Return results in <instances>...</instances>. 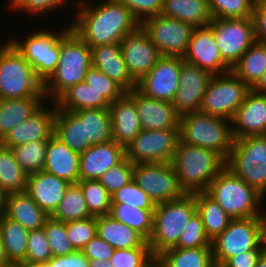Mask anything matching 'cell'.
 <instances>
[{
    "mask_svg": "<svg viewBox=\"0 0 266 267\" xmlns=\"http://www.w3.org/2000/svg\"><path fill=\"white\" fill-rule=\"evenodd\" d=\"M74 1L76 16L73 14L71 29L90 48L120 43L140 26L131 11L116 0Z\"/></svg>",
    "mask_w": 266,
    "mask_h": 267,
    "instance_id": "cell-1",
    "label": "cell"
},
{
    "mask_svg": "<svg viewBox=\"0 0 266 267\" xmlns=\"http://www.w3.org/2000/svg\"><path fill=\"white\" fill-rule=\"evenodd\" d=\"M91 67V48L70 28L60 39L57 68L43 84L46 99L55 102L71 86L83 82Z\"/></svg>",
    "mask_w": 266,
    "mask_h": 267,
    "instance_id": "cell-2",
    "label": "cell"
},
{
    "mask_svg": "<svg viewBox=\"0 0 266 267\" xmlns=\"http://www.w3.org/2000/svg\"><path fill=\"white\" fill-rule=\"evenodd\" d=\"M171 163L186 194L206 191L215 176L226 167V160L218 152L180 140Z\"/></svg>",
    "mask_w": 266,
    "mask_h": 267,
    "instance_id": "cell-3",
    "label": "cell"
},
{
    "mask_svg": "<svg viewBox=\"0 0 266 267\" xmlns=\"http://www.w3.org/2000/svg\"><path fill=\"white\" fill-rule=\"evenodd\" d=\"M206 192L233 219L262 215L265 198L226 167L215 176Z\"/></svg>",
    "mask_w": 266,
    "mask_h": 267,
    "instance_id": "cell-4",
    "label": "cell"
},
{
    "mask_svg": "<svg viewBox=\"0 0 266 267\" xmlns=\"http://www.w3.org/2000/svg\"><path fill=\"white\" fill-rule=\"evenodd\" d=\"M196 212L194 194L185 193L178 199L156 204L153 231L148 240L154 257L178 243L184 227Z\"/></svg>",
    "mask_w": 266,
    "mask_h": 267,
    "instance_id": "cell-5",
    "label": "cell"
},
{
    "mask_svg": "<svg viewBox=\"0 0 266 267\" xmlns=\"http://www.w3.org/2000/svg\"><path fill=\"white\" fill-rule=\"evenodd\" d=\"M0 44V99L45 97L32 65L8 41Z\"/></svg>",
    "mask_w": 266,
    "mask_h": 267,
    "instance_id": "cell-6",
    "label": "cell"
},
{
    "mask_svg": "<svg viewBox=\"0 0 266 267\" xmlns=\"http://www.w3.org/2000/svg\"><path fill=\"white\" fill-rule=\"evenodd\" d=\"M180 141L218 152L225 160L233 146L231 120L196 112L180 117Z\"/></svg>",
    "mask_w": 266,
    "mask_h": 267,
    "instance_id": "cell-7",
    "label": "cell"
},
{
    "mask_svg": "<svg viewBox=\"0 0 266 267\" xmlns=\"http://www.w3.org/2000/svg\"><path fill=\"white\" fill-rule=\"evenodd\" d=\"M62 29H35L25 34L24 39L12 35L8 41L32 65L36 77L44 84L57 68L60 57V39L71 28L70 23ZM64 27V28H63ZM13 37V38H12Z\"/></svg>",
    "mask_w": 266,
    "mask_h": 267,
    "instance_id": "cell-8",
    "label": "cell"
},
{
    "mask_svg": "<svg viewBox=\"0 0 266 267\" xmlns=\"http://www.w3.org/2000/svg\"><path fill=\"white\" fill-rule=\"evenodd\" d=\"M226 168L266 199V136L234 139Z\"/></svg>",
    "mask_w": 266,
    "mask_h": 267,
    "instance_id": "cell-9",
    "label": "cell"
},
{
    "mask_svg": "<svg viewBox=\"0 0 266 267\" xmlns=\"http://www.w3.org/2000/svg\"><path fill=\"white\" fill-rule=\"evenodd\" d=\"M211 246L213 260L220 263L249 250H265L261 217L232 219Z\"/></svg>",
    "mask_w": 266,
    "mask_h": 267,
    "instance_id": "cell-10",
    "label": "cell"
},
{
    "mask_svg": "<svg viewBox=\"0 0 266 267\" xmlns=\"http://www.w3.org/2000/svg\"><path fill=\"white\" fill-rule=\"evenodd\" d=\"M250 90L232 71L213 75L199 112L231 120Z\"/></svg>",
    "mask_w": 266,
    "mask_h": 267,
    "instance_id": "cell-11",
    "label": "cell"
},
{
    "mask_svg": "<svg viewBox=\"0 0 266 267\" xmlns=\"http://www.w3.org/2000/svg\"><path fill=\"white\" fill-rule=\"evenodd\" d=\"M222 59L233 67L256 41L252 17L212 19L208 25Z\"/></svg>",
    "mask_w": 266,
    "mask_h": 267,
    "instance_id": "cell-12",
    "label": "cell"
},
{
    "mask_svg": "<svg viewBox=\"0 0 266 267\" xmlns=\"http://www.w3.org/2000/svg\"><path fill=\"white\" fill-rule=\"evenodd\" d=\"M179 140V129L141 130L125 148V157L133 164L171 163Z\"/></svg>",
    "mask_w": 266,
    "mask_h": 267,
    "instance_id": "cell-13",
    "label": "cell"
},
{
    "mask_svg": "<svg viewBox=\"0 0 266 267\" xmlns=\"http://www.w3.org/2000/svg\"><path fill=\"white\" fill-rule=\"evenodd\" d=\"M132 180L155 204L175 200L185 194L178 183L172 163L133 164Z\"/></svg>",
    "mask_w": 266,
    "mask_h": 267,
    "instance_id": "cell-14",
    "label": "cell"
},
{
    "mask_svg": "<svg viewBox=\"0 0 266 267\" xmlns=\"http://www.w3.org/2000/svg\"><path fill=\"white\" fill-rule=\"evenodd\" d=\"M141 28L157 47L161 56L183 58L194 27L178 19L157 15L145 19Z\"/></svg>",
    "mask_w": 266,
    "mask_h": 267,
    "instance_id": "cell-15",
    "label": "cell"
},
{
    "mask_svg": "<svg viewBox=\"0 0 266 267\" xmlns=\"http://www.w3.org/2000/svg\"><path fill=\"white\" fill-rule=\"evenodd\" d=\"M180 73V57L161 56L157 63L137 81V89L147 97L174 100Z\"/></svg>",
    "mask_w": 266,
    "mask_h": 267,
    "instance_id": "cell-16",
    "label": "cell"
},
{
    "mask_svg": "<svg viewBox=\"0 0 266 267\" xmlns=\"http://www.w3.org/2000/svg\"><path fill=\"white\" fill-rule=\"evenodd\" d=\"M212 75L180 58L179 85L172 105L181 117L199 112Z\"/></svg>",
    "mask_w": 266,
    "mask_h": 267,
    "instance_id": "cell-17",
    "label": "cell"
},
{
    "mask_svg": "<svg viewBox=\"0 0 266 267\" xmlns=\"http://www.w3.org/2000/svg\"><path fill=\"white\" fill-rule=\"evenodd\" d=\"M182 59L209 72L212 76L231 71V67L220 55L213 31L209 26L193 29Z\"/></svg>",
    "mask_w": 266,
    "mask_h": 267,
    "instance_id": "cell-18",
    "label": "cell"
},
{
    "mask_svg": "<svg viewBox=\"0 0 266 267\" xmlns=\"http://www.w3.org/2000/svg\"><path fill=\"white\" fill-rule=\"evenodd\" d=\"M120 46L129 73L136 81L147 74L161 57L157 47L141 26L127 34L121 40Z\"/></svg>",
    "mask_w": 266,
    "mask_h": 267,
    "instance_id": "cell-19",
    "label": "cell"
},
{
    "mask_svg": "<svg viewBox=\"0 0 266 267\" xmlns=\"http://www.w3.org/2000/svg\"><path fill=\"white\" fill-rule=\"evenodd\" d=\"M126 94L135 102L142 130L179 129L180 116L171 102L147 97L137 88Z\"/></svg>",
    "mask_w": 266,
    "mask_h": 267,
    "instance_id": "cell-20",
    "label": "cell"
},
{
    "mask_svg": "<svg viewBox=\"0 0 266 267\" xmlns=\"http://www.w3.org/2000/svg\"><path fill=\"white\" fill-rule=\"evenodd\" d=\"M56 111L55 102L45 103L31 117L13 128L0 143L11 148L35 140H49L54 135Z\"/></svg>",
    "mask_w": 266,
    "mask_h": 267,
    "instance_id": "cell-21",
    "label": "cell"
},
{
    "mask_svg": "<svg viewBox=\"0 0 266 267\" xmlns=\"http://www.w3.org/2000/svg\"><path fill=\"white\" fill-rule=\"evenodd\" d=\"M233 139L266 136V95L250 90L231 119Z\"/></svg>",
    "mask_w": 266,
    "mask_h": 267,
    "instance_id": "cell-22",
    "label": "cell"
},
{
    "mask_svg": "<svg viewBox=\"0 0 266 267\" xmlns=\"http://www.w3.org/2000/svg\"><path fill=\"white\" fill-rule=\"evenodd\" d=\"M125 158V148L114 140L91 145L80 154V180H98L103 173Z\"/></svg>",
    "mask_w": 266,
    "mask_h": 267,
    "instance_id": "cell-23",
    "label": "cell"
},
{
    "mask_svg": "<svg viewBox=\"0 0 266 267\" xmlns=\"http://www.w3.org/2000/svg\"><path fill=\"white\" fill-rule=\"evenodd\" d=\"M71 183L55 175L40 171L27 177V194L49 216L57 209Z\"/></svg>",
    "mask_w": 266,
    "mask_h": 267,
    "instance_id": "cell-24",
    "label": "cell"
},
{
    "mask_svg": "<svg viewBox=\"0 0 266 267\" xmlns=\"http://www.w3.org/2000/svg\"><path fill=\"white\" fill-rule=\"evenodd\" d=\"M92 66L117 82L126 92L137 88V81L129 73L120 43L91 48Z\"/></svg>",
    "mask_w": 266,
    "mask_h": 267,
    "instance_id": "cell-25",
    "label": "cell"
},
{
    "mask_svg": "<svg viewBox=\"0 0 266 267\" xmlns=\"http://www.w3.org/2000/svg\"><path fill=\"white\" fill-rule=\"evenodd\" d=\"M111 124L112 139L126 148L142 130L135 102L125 93L108 107Z\"/></svg>",
    "mask_w": 266,
    "mask_h": 267,
    "instance_id": "cell-26",
    "label": "cell"
},
{
    "mask_svg": "<svg viewBox=\"0 0 266 267\" xmlns=\"http://www.w3.org/2000/svg\"><path fill=\"white\" fill-rule=\"evenodd\" d=\"M80 154L54 135L48 140L44 171L71 184L80 181Z\"/></svg>",
    "mask_w": 266,
    "mask_h": 267,
    "instance_id": "cell-27",
    "label": "cell"
},
{
    "mask_svg": "<svg viewBox=\"0 0 266 267\" xmlns=\"http://www.w3.org/2000/svg\"><path fill=\"white\" fill-rule=\"evenodd\" d=\"M97 235L114 249L149 247L148 241L136 230L115 220L111 215L96 217Z\"/></svg>",
    "mask_w": 266,
    "mask_h": 267,
    "instance_id": "cell-28",
    "label": "cell"
},
{
    "mask_svg": "<svg viewBox=\"0 0 266 267\" xmlns=\"http://www.w3.org/2000/svg\"><path fill=\"white\" fill-rule=\"evenodd\" d=\"M5 216L19 222L28 231L42 228L49 217L27 192L7 195Z\"/></svg>",
    "mask_w": 266,
    "mask_h": 267,
    "instance_id": "cell-29",
    "label": "cell"
},
{
    "mask_svg": "<svg viewBox=\"0 0 266 267\" xmlns=\"http://www.w3.org/2000/svg\"><path fill=\"white\" fill-rule=\"evenodd\" d=\"M45 101L46 97L0 99V142L13 128L36 113Z\"/></svg>",
    "mask_w": 266,
    "mask_h": 267,
    "instance_id": "cell-30",
    "label": "cell"
},
{
    "mask_svg": "<svg viewBox=\"0 0 266 267\" xmlns=\"http://www.w3.org/2000/svg\"><path fill=\"white\" fill-rule=\"evenodd\" d=\"M161 15L178 19L194 28L208 26L213 19L208 0H163Z\"/></svg>",
    "mask_w": 266,
    "mask_h": 267,
    "instance_id": "cell-31",
    "label": "cell"
},
{
    "mask_svg": "<svg viewBox=\"0 0 266 267\" xmlns=\"http://www.w3.org/2000/svg\"><path fill=\"white\" fill-rule=\"evenodd\" d=\"M54 136L79 154L91 146L89 141H85L84 122L72 111L57 108Z\"/></svg>",
    "mask_w": 266,
    "mask_h": 267,
    "instance_id": "cell-32",
    "label": "cell"
},
{
    "mask_svg": "<svg viewBox=\"0 0 266 267\" xmlns=\"http://www.w3.org/2000/svg\"><path fill=\"white\" fill-rule=\"evenodd\" d=\"M194 195L204 231L212 241L228 227L233 218L206 191L196 192Z\"/></svg>",
    "mask_w": 266,
    "mask_h": 267,
    "instance_id": "cell-33",
    "label": "cell"
},
{
    "mask_svg": "<svg viewBox=\"0 0 266 267\" xmlns=\"http://www.w3.org/2000/svg\"><path fill=\"white\" fill-rule=\"evenodd\" d=\"M231 71L251 89L266 71V44L255 41Z\"/></svg>",
    "mask_w": 266,
    "mask_h": 267,
    "instance_id": "cell-34",
    "label": "cell"
},
{
    "mask_svg": "<svg viewBox=\"0 0 266 267\" xmlns=\"http://www.w3.org/2000/svg\"><path fill=\"white\" fill-rule=\"evenodd\" d=\"M58 109L75 112L82 109L108 108L109 103L84 81L71 86L56 101Z\"/></svg>",
    "mask_w": 266,
    "mask_h": 267,
    "instance_id": "cell-35",
    "label": "cell"
},
{
    "mask_svg": "<svg viewBox=\"0 0 266 267\" xmlns=\"http://www.w3.org/2000/svg\"><path fill=\"white\" fill-rule=\"evenodd\" d=\"M161 267H210L212 247L169 248L156 256Z\"/></svg>",
    "mask_w": 266,
    "mask_h": 267,
    "instance_id": "cell-36",
    "label": "cell"
},
{
    "mask_svg": "<svg viewBox=\"0 0 266 267\" xmlns=\"http://www.w3.org/2000/svg\"><path fill=\"white\" fill-rule=\"evenodd\" d=\"M75 113L84 122L85 141H89L90 145L103 144L113 140L108 108L82 109Z\"/></svg>",
    "mask_w": 266,
    "mask_h": 267,
    "instance_id": "cell-37",
    "label": "cell"
},
{
    "mask_svg": "<svg viewBox=\"0 0 266 267\" xmlns=\"http://www.w3.org/2000/svg\"><path fill=\"white\" fill-rule=\"evenodd\" d=\"M0 229L5 254L11 264L25 261L29 231L19 222L0 217Z\"/></svg>",
    "mask_w": 266,
    "mask_h": 267,
    "instance_id": "cell-38",
    "label": "cell"
},
{
    "mask_svg": "<svg viewBox=\"0 0 266 267\" xmlns=\"http://www.w3.org/2000/svg\"><path fill=\"white\" fill-rule=\"evenodd\" d=\"M27 177L26 172L16 161L11 148L0 143V187L7 194L25 192Z\"/></svg>",
    "mask_w": 266,
    "mask_h": 267,
    "instance_id": "cell-39",
    "label": "cell"
},
{
    "mask_svg": "<svg viewBox=\"0 0 266 267\" xmlns=\"http://www.w3.org/2000/svg\"><path fill=\"white\" fill-rule=\"evenodd\" d=\"M109 215L136 230L147 241L151 238L154 210L139 209L125 203H111Z\"/></svg>",
    "mask_w": 266,
    "mask_h": 267,
    "instance_id": "cell-40",
    "label": "cell"
},
{
    "mask_svg": "<svg viewBox=\"0 0 266 267\" xmlns=\"http://www.w3.org/2000/svg\"><path fill=\"white\" fill-rule=\"evenodd\" d=\"M51 217L64 223L92 217L83 190L78 183L70 184Z\"/></svg>",
    "mask_w": 266,
    "mask_h": 267,
    "instance_id": "cell-41",
    "label": "cell"
},
{
    "mask_svg": "<svg viewBox=\"0 0 266 267\" xmlns=\"http://www.w3.org/2000/svg\"><path fill=\"white\" fill-rule=\"evenodd\" d=\"M48 140H35L11 147L16 161L27 175L44 171Z\"/></svg>",
    "mask_w": 266,
    "mask_h": 267,
    "instance_id": "cell-42",
    "label": "cell"
},
{
    "mask_svg": "<svg viewBox=\"0 0 266 267\" xmlns=\"http://www.w3.org/2000/svg\"><path fill=\"white\" fill-rule=\"evenodd\" d=\"M88 210L93 217L109 215L111 195L98 180H80Z\"/></svg>",
    "mask_w": 266,
    "mask_h": 267,
    "instance_id": "cell-43",
    "label": "cell"
},
{
    "mask_svg": "<svg viewBox=\"0 0 266 267\" xmlns=\"http://www.w3.org/2000/svg\"><path fill=\"white\" fill-rule=\"evenodd\" d=\"M256 0H208L213 19L252 17Z\"/></svg>",
    "mask_w": 266,
    "mask_h": 267,
    "instance_id": "cell-44",
    "label": "cell"
},
{
    "mask_svg": "<svg viewBox=\"0 0 266 267\" xmlns=\"http://www.w3.org/2000/svg\"><path fill=\"white\" fill-rule=\"evenodd\" d=\"M53 256H65L77 251L70 242L66 223L49 216L43 226Z\"/></svg>",
    "mask_w": 266,
    "mask_h": 267,
    "instance_id": "cell-45",
    "label": "cell"
},
{
    "mask_svg": "<svg viewBox=\"0 0 266 267\" xmlns=\"http://www.w3.org/2000/svg\"><path fill=\"white\" fill-rule=\"evenodd\" d=\"M84 82L91 86L109 104L120 99L126 93L117 82L93 66L87 71Z\"/></svg>",
    "mask_w": 266,
    "mask_h": 267,
    "instance_id": "cell-46",
    "label": "cell"
},
{
    "mask_svg": "<svg viewBox=\"0 0 266 267\" xmlns=\"http://www.w3.org/2000/svg\"><path fill=\"white\" fill-rule=\"evenodd\" d=\"M111 203H125L144 210H155L156 204L133 180L111 195Z\"/></svg>",
    "mask_w": 266,
    "mask_h": 267,
    "instance_id": "cell-47",
    "label": "cell"
},
{
    "mask_svg": "<svg viewBox=\"0 0 266 267\" xmlns=\"http://www.w3.org/2000/svg\"><path fill=\"white\" fill-rule=\"evenodd\" d=\"M175 248L212 247L200 215L196 212L184 227Z\"/></svg>",
    "mask_w": 266,
    "mask_h": 267,
    "instance_id": "cell-48",
    "label": "cell"
},
{
    "mask_svg": "<svg viewBox=\"0 0 266 267\" xmlns=\"http://www.w3.org/2000/svg\"><path fill=\"white\" fill-rule=\"evenodd\" d=\"M68 1L73 0H8L9 11L15 10V12L28 13L27 16H39L48 14V12H54L55 10L63 9L66 5H69ZM63 7V8H62ZM45 13V14H44Z\"/></svg>",
    "mask_w": 266,
    "mask_h": 267,
    "instance_id": "cell-49",
    "label": "cell"
},
{
    "mask_svg": "<svg viewBox=\"0 0 266 267\" xmlns=\"http://www.w3.org/2000/svg\"><path fill=\"white\" fill-rule=\"evenodd\" d=\"M67 236L77 251L97 235L96 217L66 222Z\"/></svg>",
    "mask_w": 266,
    "mask_h": 267,
    "instance_id": "cell-50",
    "label": "cell"
},
{
    "mask_svg": "<svg viewBox=\"0 0 266 267\" xmlns=\"http://www.w3.org/2000/svg\"><path fill=\"white\" fill-rule=\"evenodd\" d=\"M133 179V163L126 157L117 165L107 170L101 175L98 181L106 188L107 192L112 195L125 186Z\"/></svg>",
    "mask_w": 266,
    "mask_h": 267,
    "instance_id": "cell-51",
    "label": "cell"
},
{
    "mask_svg": "<svg viewBox=\"0 0 266 267\" xmlns=\"http://www.w3.org/2000/svg\"><path fill=\"white\" fill-rule=\"evenodd\" d=\"M53 257L50 244L42 228L31 230L28 234L27 253L25 261L30 263H47Z\"/></svg>",
    "mask_w": 266,
    "mask_h": 267,
    "instance_id": "cell-52",
    "label": "cell"
},
{
    "mask_svg": "<svg viewBox=\"0 0 266 267\" xmlns=\"http://www.w3.org/2000/svg\"><path fill=\"white\" fill-rule=\"evenodd\" d=\"M154 256L150 247L115 249L110 262L114 267H145Z\"/></svg>",
    "mask_w": 266,
    "mask_h": 267,
    "instance_id": "cell-53",
    "label": "cell"
},
{
    "mask_svg": "<svg viewBox=\"0 0 266 267\" xmlns=\"http://www.w3.org/2000/svg\"><path fill=\"white\" fill-rule=\"evenodd\" d=\"M123 3L141 24L145 19L160 15L163 0H116Z\"/></svg>",
    "mask_w": 266,
    "mask_h": 267,
    "instance_id": "cell-54",
    "label": "cell"
},
{
    "mask_svg": "<svg viewBox=\"0 0 266 267\" xmlns=\"http://www.w3.org/2000/svg\"><path fill=\"white\" fill-rule=\"evenodd\" d=\"M114 250L115 249L111 245L96 235L85 245L81 251L89 260L100 259L109 261L113 256Z\"/></svg>",
    "mask_w": 266,
    "mask_h": 267,
    "instance_id": "cell-55",
    "label": "cell"
},
{
    "mask_svg": "<svg viewBox=\"0 0 266 267\" xmlns=\"http://www.w3.org/2000/svg\"><path fill=\"white\" fill-rule=\"evenodd\" d=\"M256 41L266 44V0H256L253 7Z\"/></svg>",
    "mask_w": 266,
    "mask_h": 267,
    "instance_id": "cell-56",
    "label": "cell"
},
{
    "mask_svg": "<svg viewBox=\"0 0 266 267\" xmlns=\"http://www.w3.org/2000/svg\"><path fill=\"white\" fill-rule=\"evenodd\" d=\"M45 267H90L89 259L82 251H75L74 253L65 256H53Z\"/></svg>",
    "mask_w": 266,
    "mask_h": 267,
    "instance_id": "cell-57",
    "label": "cell"
},
{
    "mask_svg": "<svg viewBox=\"0 0 266 267\" xmlns=\"http://www.w3.org/2000/svg\"><path fill=\"white\" fill-rule=\"evenodd\" d=\"M264 251L265 250H249L229 258L225 264L228 267H256Z\"/></svg>",
    "mask_w": 266,
    "mask_h": 267,
    "instance_id": "cell-58",
    "label": "cell"
},
{
    "mask_svg": "<svg viewBox=\"0 0 266 267\" xmlns=\"http://www.w3.org/2000/svg\"><path fill=\"white\" fill-rule=\"evenodd\" d=\"M257 94L266 95V71L257 81V83L251 88Z\"/></svg>",
    "mask_w": 266,
    "mask_h": 267,
    "instance_id": "cell-59",
    "label": "cell"
},
{
    "mask_svg": "<svg viewBox=\"0 0 266 267\" xmlns=\"http://www.w3.org/2000/svg\"><path fill=\"white\" fill-rule=\"evenodd\" d=\"M11 265L12 264L9 262L6 254H5L4 246L2 243L1 229H0V267H9Z\"/></svg>",
    "mask_w": 266,
    "mask_h": 267,
    "instance_id": "cell-60",
    "label": "cell"
},
{
    "mask_svg": "<svg viewBox=\"0 0 266 267\" xmlns=\"http://www.w3.org/2000/svg\"><path fill=\"white\" fill-rule=\"evenodd\" d=\"M7 193L0 187V217L5 215Z\"/></svg>",
    "mask_w": 266,
    "mask_h": 267,
    "instance_id": "cell-61",
    "label": "cell"
},
{
    "mask_svg": "<svg viewBox=\"0 0 266 267\" xmlns=\"http://www.w3.org/2000/svg\"><path fill=\"white\" fill-rule=\"evenodd\" d=\"M89 266L90 267H114L113 263L109 261H104V260H97V259H93V260H89Z\"/></svg>",
    "mask_w": 266,
    "mask_h": 267,
    "instance_id": "cell-62",
    "label": "cell"
},
{
    "mask_svg": "<svg viewBox=\"0 0 266 267\" xmlns=\"http://www.w3.org/2000/svg\"><path fill=\"white\" fill-rule=\"evenodd\" d=\"M12 266L13 267H45V263L40 264V263H30L27 261H19V262L13 263Z\"/></svg>",
    "mask_w": 266,
    "mask_h": 267,
    "instance_id": "cell-63",
    "label": "cell"
},
{
    "mask_svg": "<svg viewBox=\"0 0 266 267\" xmlns=\"http://www.w3.org/2000/svg\"><path fill=\"white\" fill-rule=\"evenodd\" d=\"M266 209L264 210L263 207V212L261 215V221H262V236H263V246L264 249L266 250V213H265Z\"/></svg>",
    "mask_w": 266,
    "mask_h": 267,
    "instance_id": "cell-64",
    "label": "cell"
},
{
    "mask_svg": "<svg viewBox=\"0 0 266 267\" xmlns=\"http://www.w3.org/2000/svg\"><path fill=\"white\" fill-rule=\"evenodd\" d=\"M256 267H266V250L262 253Z\"/></svg>",
    "mask_w": 266,
    "mask_h": 267,
    "instance_id": "cell-65",
    "label": "cell"
},
{
    "mask_svg": "<svg viewBox=\"0 0 266 267\" xmlns=\"http://www.w3.org/2000/svg\"><path fill=\"white\" fill-rule=\"evenodd\" d=\"M145 267H161L159 260L154 257Z\"/></svg>",
    "mask_w": 266,
    "mask_h": 267,
    "instance_id": "cell-66",
    "label": "cell"
},
{
    "mask_svg": "<svg viewBox=\"0 0 266 267\" xmlns=\"http://www.w3.org/2000/svg\"><path fill=\"white\" fill-rule=\"evenodd\" d=\"M210 267H228L225 263H220L217 261H213L210 265Z\"/></svg>",
    "mask_w": 266,
    "mask_h": 267,
    "instance_id": "cell-67",
    "label": "cell"
}]
</instances>
